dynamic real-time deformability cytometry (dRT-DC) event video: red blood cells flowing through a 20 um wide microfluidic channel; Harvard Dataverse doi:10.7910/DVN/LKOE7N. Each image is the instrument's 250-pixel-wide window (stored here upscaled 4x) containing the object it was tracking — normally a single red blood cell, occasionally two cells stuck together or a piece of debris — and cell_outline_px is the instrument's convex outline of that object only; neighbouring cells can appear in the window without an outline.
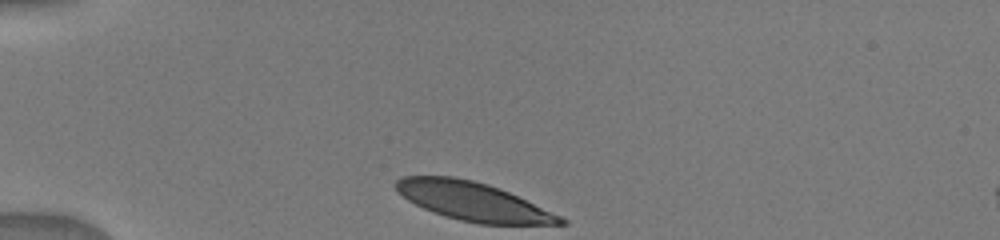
{"species": "human", "species_latin": "Homo sapiens", "temperature_condition": "warm", "stored_images_in_passage": 32, "camera_frame_rate_fps": 3000, "um_per_image_px": 0.085, "donor": {"sex": "male"}, "frame": {"image": 1, "passage_image": 1, "time_ms": 0.0, "image_size_px": [1000, 240], "cell_outline_px": [[568, 224], [480, 224], [460, 220], [444, 216], [424, 208], [408, 200], [396, 192], [396, 180], [400, 176], [452, 176], [472, 180], [488, 184], [500, 188], [560, 216], [568, 220]], "centroid_in_image_um": [40.18, 17.11], "position_along_channel_um": 44.8, "area_um2": 36.59}}
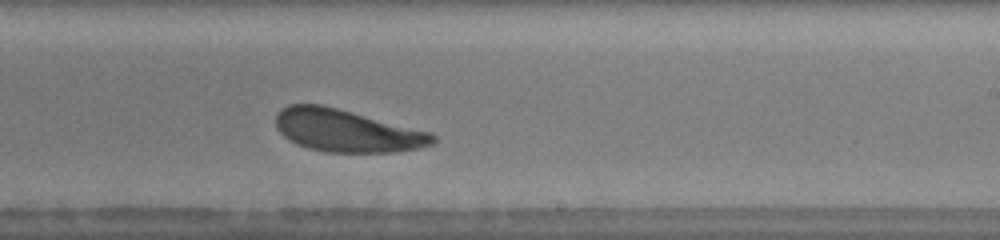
{"frame": {"image": 2, "passage_image": 20, "time_ms": 6.333, "image_size_px": [1000, 240], "cell_outline_px": [[436, 140], [432, 144], [416, 148], [392, 152], [328, 152], [308, 148], [296, 144], [288, 140], [276, 128], [276, 112], [288, 104], [320, 104], [432, 132], [436, 136]], "centroid_in_image_um": [29.44, 11.1], "position_along_channel_um": 259.6, "area_um2": 38.67}}
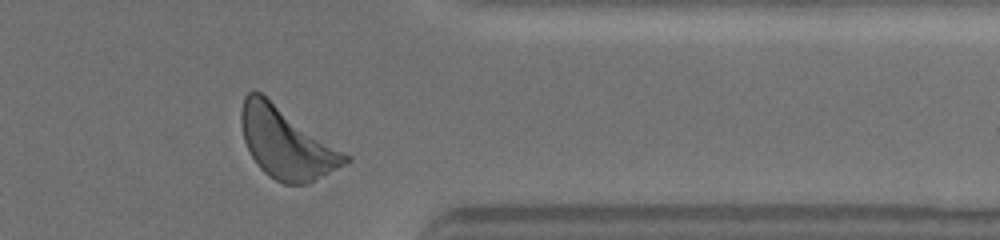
{"frame": {"image": 3, "passage_image": 30, "time_ms": 9.667, "image_size_px": [1000, 240], "cell_outline_px": [[352, 160], [308, 184], [284, 184], [268, 176], [260, 168], [252, 156], [244, 140], [240, 120], [240, 112], [244, 96], [248, 92], [260, 92], [352, 156]], "centroid_in_image_um": [24.36, 12.16], "position_along_channel_um": 387.0, "area_um2": 42.89}}